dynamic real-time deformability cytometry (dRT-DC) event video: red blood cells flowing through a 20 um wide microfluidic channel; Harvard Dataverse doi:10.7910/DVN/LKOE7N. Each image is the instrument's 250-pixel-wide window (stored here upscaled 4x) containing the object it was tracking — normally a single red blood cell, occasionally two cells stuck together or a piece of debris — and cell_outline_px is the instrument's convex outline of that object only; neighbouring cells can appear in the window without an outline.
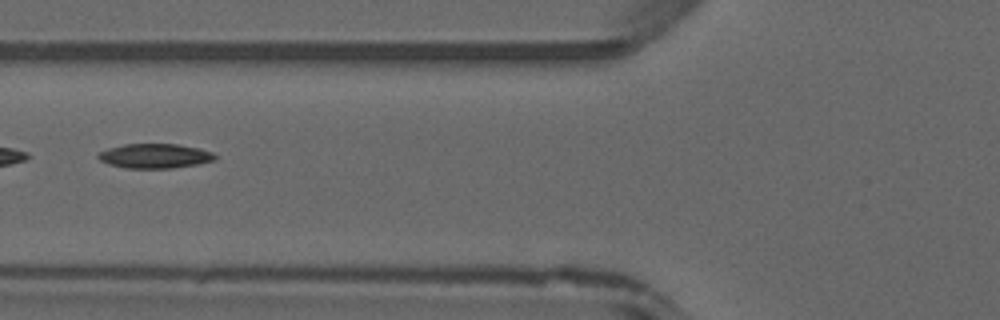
{"species": "common noctule bat (a hibernating species)", "species_latin": "Nyctalus noctula", "temperature_condition": "warm", "stored_images_in_passage": 6, "camera_frame_rate_fps": 3000, "um_per_image_px": 0.085, "animal": {"sex": "male", "forearm_length_mm": 52.5}, "frame": {"image": 1, "passage_image": 4, "time_ms": 1.0, "image_size_px": [1000, 320], "cell_outline_px": [[216, 160], [196, 164], [172, 168], [124, 168], [108, 164], [100, 160], [96, 156], [100, 152], [108, 148], [124, 144], [176, 144], [200, 148], [212, 152], [216, 156]], "centroid_in_image_um": [13.15, 13.25], "position_along_channel_um": 112.6, "area_um2": 16.7}}